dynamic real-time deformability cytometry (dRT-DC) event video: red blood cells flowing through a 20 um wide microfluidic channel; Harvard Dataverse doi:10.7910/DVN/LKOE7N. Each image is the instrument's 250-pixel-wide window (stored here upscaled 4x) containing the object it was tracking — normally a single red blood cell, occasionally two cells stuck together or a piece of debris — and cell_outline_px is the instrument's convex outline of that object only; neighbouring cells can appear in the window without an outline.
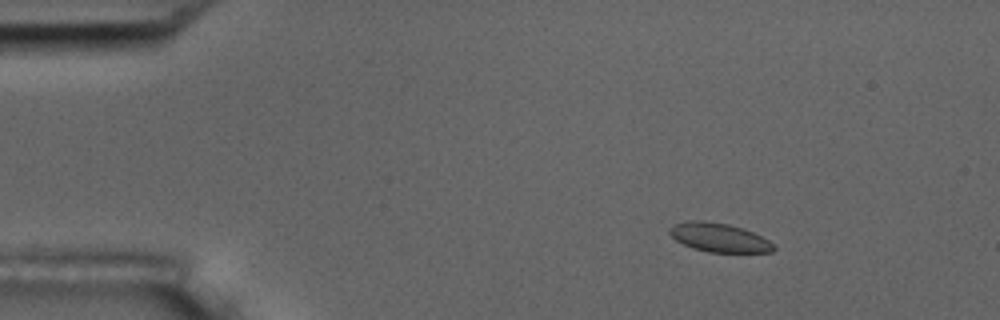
{"species": "common noctule bat (a hibernating species)", "species_latin": "Nyctalus noctula", "temperature_condition": "room temperature", "stored_images_in_passage": 8, "camera_frame_rate_fps": 3000, "um_per_image_px": 0.085, "animal": {"sex": "male", "body_mass_g": 17.5, "forearm_length_mm": 52.3}, "frame": {"image": 1, "passage_image": 3, "time_ms": 2.333, "image_size_px": [1000, 320], "cell_outline_px": [[776, 248], [772, 252], [708, 252], [692, 248], [676, 240], [668, 232], [668, 228], [672, 224], [688, 220], [704, 220], [728, 224], [752, 232], [776, 244]], "centroid_in_image_um": [61.09, 20.18], "position_along_channel_um": 23.9, "area_um2": 17.57}}